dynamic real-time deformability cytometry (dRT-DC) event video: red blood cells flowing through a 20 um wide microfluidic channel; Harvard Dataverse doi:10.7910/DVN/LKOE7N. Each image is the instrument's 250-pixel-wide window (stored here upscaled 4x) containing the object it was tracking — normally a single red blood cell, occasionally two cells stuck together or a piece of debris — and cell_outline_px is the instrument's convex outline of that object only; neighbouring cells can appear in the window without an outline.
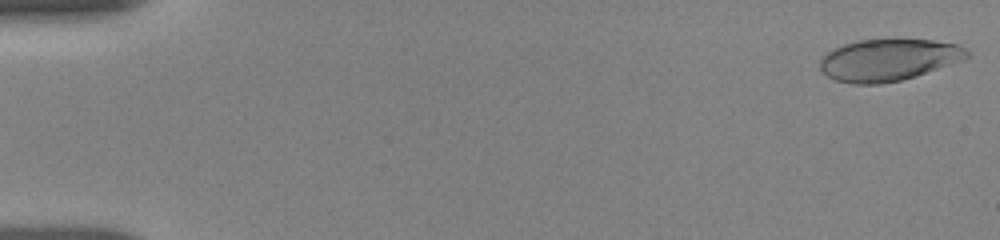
{"species": "human", "species_latin": "Homo sapiens", "temperature_condition": "room temperature", "stored_images_in_passage": 18, "camera_frame_rate_fps": 3000, "um_per_image_px": 0.085, "donor": {"sex": "female"}, "frame": {"image": 1, "passage_image": 1, "time_ms": 0.0, "image_size_px": [1000, 240], "cell_outline_px": [[972, 56], [916, 76], [900, 80], [880, 84], [852, 84], [836, 80], [820, 72], [820, 60], [828, 52], [844, 44], [856, 40], [892, 36], [896, 36], [932, 40], [956, 44], [964, 48]], "centroid_in_image_um": [75.51, 5.04], "position_along_channel_um": 9.5, "area_um2": 36.65}}
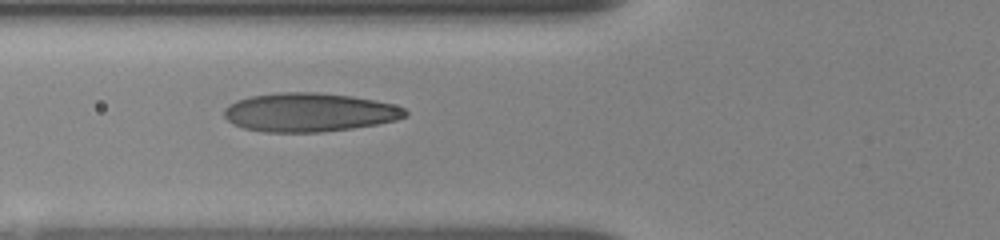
{"frame": {"image": 2, "passage_image": 15, "time_ms": 6.333, "image_size_px": [1000, 240], "cell_outline_px": [[408, 116], [396, 120], [376, 124], [352, 128], [320, 132], [264, 132], [244, 128], [232, 124], [224, 116], [224, 108], [228, 104], [236, 100], [252, 96], [280, 92], [316, 92], [352, 96], [376, 100], [392, 104], [404, 108], [408, 112]], "centroid_in_image_um": [26.28, 9.54], "position_along_channel_um": 99.5, "area_um2": 40.98}}
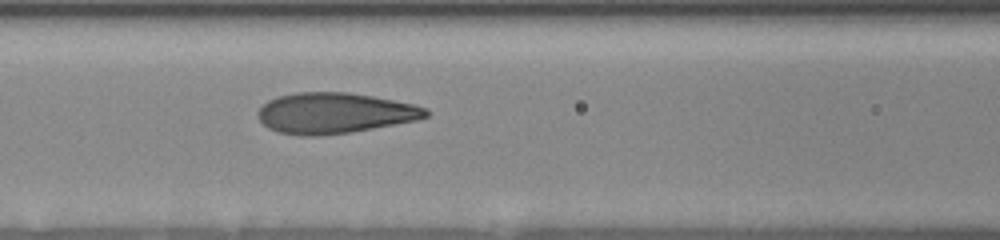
{"frame": {"image": 3, "passage_image": 18, "time_ms": 7.333, "image_size_px": [1000, 240], "cell_outline_px": [[428, 116], [416, 120], [352, 132], [316, 136], [300, 136], [276, 132], [268, 128], [256, 116], [256, 112], [268, 100], [276, 96], [296, 92], [348, 92], [372, 96], [412, 104], [428, 108]], "centroid_in_image_um": [28.38, 9.61], "position_along_channel_um": 138.2, "area_um2": 39.94}}